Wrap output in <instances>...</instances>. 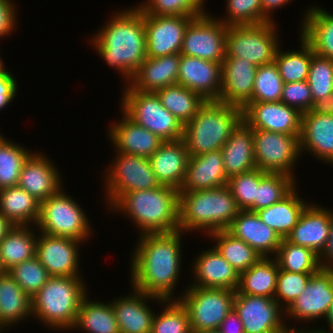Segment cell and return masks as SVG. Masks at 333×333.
<instances>
[{
  "mask_svg": "<svg viewBox=\"0 0 333 333\" xmlns=\"http://www.w3.org/2000/svg\"><path fill=\"white\" fill-rule=\"evenodd\" d=\"M243 120L253 129L301 135L302 113L278 102H249L243 108Z\"/></svg>",
  "mask_w": 333,
  "mask_h": 333,
  "instance_id": "18",
  "label": "cell"
},
{
  "mask_svg": "<svg viewBox=\"0 0 333 333\" xmlns=\"http://www.w3.org/2000/svg\"><path fill=\"white\" fill-rule=\"evenodd\" d=\"M162 303L164 299L134 290L128 296L111 301L120 333H150L154 311L147 300Z\"/></svg>",
  "mask_w": 333,
  "mask_h": 333,
  "instance_id": "24",
  "label": "cell"
},
{
  "mask_svg": "<svg viewBox=\"0 0 333 333\" xmlns=\"http://www.w3.org/2000/svg\"><path fill=\"white\" fill-rule=\"evenodd\" d=\"M305 12L300 35L316 55L333 59V14L317 6Z\"/></svg>",
  "mask_w": 333,
  "mask_h": 333,
  "instance_id": "32",
  "label": "cell"
},
{
  "mask_svg": "<svg viewBox=\"0 0 333 333\" xmlns=\"http://www.w3.org/2000/svg\"><path fill=\"white\" fill-rule=\"evenodd\" d=\"M0 212L13 225L36 226L40 202L18 185L11 186L0 190Z\"/></svg>",
  "mask_w": 333,
  "mask_h": 333,
  "instance_id": "34",
  "label": "cell"
},
{
  "mask_svg": "<svg viewBox=\"0 0 333 333\" xmlns=\"http://www.w3.org/2000/svg\"><path fill=\"white\" fill-rule=\"evenodd\" d=\"M51 161L41 152H32L25 161L19 176L18 186L40 203L63 189L60 173Z\"/></svg>",
  "mask_w": 333,
  "mask_h": 333,
  "instance_id": "22",
  "label": "cell"
},
{
  "mask_svg": "<svg viewBox=\"0 0 333 333\" xmlns=\"http://www.w3.org/2000/svg\"><path fill=\"white\" fill-rule=\"evenodd\" d=\"M299 51H281L278 47L274 62L284 83L307 80L311 58L315 54L310 44L300 35Z\"/></svg>",
  "mask_w": 333,
  "mask_h": 333,
  "instance_id": "41",
  "label": "cell"
},
{
  "mask_svg": "<svg viewBox=\"0 0 333 333\" xmlns=\"http://www.w3.org/2000/svg\"><path fill=\"white\" fill-rule=\"evenodd\" d=\"M162 304L164 310L155 313L150 333H191L189 314L180 300L167 299Z\"/></svg>",
  "mask_w": 333,
  "mask_h": 333,
  "instance_id": "44",
  "label": "cell"
},
{
  "mask_svg": "<svg viewBox=\"0 0 333 333\" xmlns=\"http://www.w3.org/2000/svg\"><path fill=\"white\" fill-rule=\"evenodd\" d=\"M184 292L178 299L189 314L191 331L217 330L233 309L236 295V291L226 288L197 286H188Z\"/></svg>",
  "mask_w": 333,
  "mask_h": 333,
  "instance_id": "10",
  "label": "cell"
},
{
  "mask_svg": "<svg viewBox=\"0 0 333 333\" xmlns=\"http://www.w3.org/2000/svg\"><path fill=\"white\" fill-rule=\"evenodd\" d=\"M205 0H147L138 7L147 15L161 16H201L204 11Z\"/></svg>",
  "mask_w": 333,
  "mask_h": 333,
  "instance_id": "50",
  "label": "cell"
},
{
  "mask_svg": "<svg viewBox=\"0 0 333 333\" xmlns=\"http://www.w3.org/2000/svg\"><path fill=\"white\" fill-rule=\"evenodd\" d=\"M256 72L257 66L246 59L225 57L218 102L243 109L251 101Z\"/></svg>",
  "mask_w": 333,
  "mask_h": 333,
  "instance_id": "19",
  "label": "cell"
},
{
  "mask_svg": "<svg viewBox=\"0 0 333 333\" xmlns=\"http://www.w3.org/2000/svg\"><path fill=\"white\" fill-rule=\"evenodd\" d=\"M307 82L313 104L333 92V59L314 54L311 58Z\"/></svg>",
  "mask_w": 333,
  "mask_h": 333,
  "instance_id": "51",
  "label": "cell"
},
{
  "mask_svg": "<svg viewBox=\"0 0 333 333\" xmlns=\"http://www.w3.org/2000/svg\"><path fill=\"white\" fill-rule=\"evenodd\" d=\"M85 211L75 199L60 190L40 203L36 230L50 236L69 237L87 241L91 233Z\"/></svg>",
  "mask_w": 333,
  "mask_h": 333,
  "instance_id": "8",
  "label": "cell"
},
{
  "mask_svg": "<svg viewBox=\"0 0 333 333\" xmlns=\"http://www.w3.org/2000/svg\"><path fill=\"white\" fill-rule=\"evenodd\" d=\"M300 152L308 151L314 157L333 165V115L302 113Z\"/></svg>",
  "mask_w": 333,
  "mask_h": 333,
  "instance_id": "27",
  "label": "cell"
},
{
  "mask_svg": "<svg viewBox=\"0 0 333 333\" xmlns=\"http://www.w3.org/2000/svg\"><path fill=\"white\" fill-rule=\"evenodd\" d=\"M0 74H12L5 69L2 57L0 58Z\"/></svg>",
  "mask_w": 333,
  "mask_h": 333,
  "instance_id": "63",
  "label": "cell"
},
{
  "mask_svg": "<svg viewBox=\"0 0 333 333\" xmlns=\"http://www.w3.org/2000/svg\"><path fill=\"white\" fill-rule=\"evenodd\" d=\"M279 265L276 259L260 258L240 273L236 295H256L274 298Z\"/></svg>",
  "mask_w": 333,
  "mask_h": 333,
  "instance_id": "35",
  "label": "cell"
},
{
  "mask_svg": "<svg viewBox=\"0 0 333 333\" xmlns=\"http://www.w3.org/2000/svg\"><path fill=\"white\" fill-rule=\"evenodd\" d=\"M182 233L177 230L139 236L130 263L133 288L164 300L175 299L173 291L182 264Z\"/></svg>",
  "mask_w": 333,
  "mask_h": 333,
  "instance_id": "1",
  "label": "cell"
},
{
  "mask_svg": "<svg viewBox=\"0 0 333 333\" xmlns=\"http://www.w3.org/2000/svg\"><path fill=\"white\" fill-rule=\"evenodd\" d=\"M275 25L274 21H269L257 25L228 26L226 57L243 58L257 67L273 63L280 47Z\"/></svg>",
  "mask_w": 333,
  "mask_h": 333,
  "instance_id": "9",
  "label": "cell"
},
{
  "mask_svg": "<svg viewBox=\"0 0 333 333\" xmlns=\"http://www.w3.org/2000/svg\"><path fill=\"white\" fill-rule=\"evenodd\" d=\"M233 308L242 321L244 333H281L286 325L281 320L285 310L274 298L235 295Z\"/></svg>",
  "mask_w": 333,
  "mask_h": 333,
  "instance_id": "16",
  "label": "cell"
},
{
  "mask_svg": "<svg viewBox=\"0 0 333 333\" xmlns=\"http://www.w3.org/2000/svg\"><path fill=\"white\" fill-rule=\"evenodd\" d=\"M179 191L161 185L125 193L111 208L126 213L137 224L140 234L179 230Z\"/></svg>",
  "mask_w": 333,
  "mask_h": 333,
  "instance_id": "3",
  "label": "cell"
},
{
  "mask_svg": "<svg viewBox=\"0 0 333 333\" xmlns=\"http://www.w3.org/2000/svg\"><path fill=\"white\" fill-rule=\"evenodd\" d=\"M7 271L5 270V268H4V266H3V264H2V261H1V257H0V275L1 274H4V273H6Z\"/></svg>",
  "mask_w": 333,
  "mask_h": 333,
  "instance_id": "65",
  "label": "cell"
},
{
  "mask_svg": "<svg viewBox=\"0 0 333 333\" xmlns=\"http://www.w3.org/2000/svg\"><path fill=\"white\" fill-rule=\"evenodd\" d=\"M124 91L120 105L131 120L163 141L183 139V124L161 104L155 92H141L129 85Z\"/></svg>",
  "mask_w": 333,
  "mask_h": 333,
  "instance_id": "7",
  "label": "cell"
},
{
  "mask_svg": "<svg viewBox=\"0 0 333 333\" xmlns=\"http://www.w3.org/2000/svg\"><path fill=\"white\" fill-rule=\"evenodd\" d=\"M32 316V300L8 273L0 275V326L11 327L14 323ZM11 325V326H10Z\"/></svg>",
  "mask_w": 333,
  "mask_h": 333,
  "instance_id": "36",
  "label": "cell"
},
{
  "mask_svg": "<svg viewBox=\"0 0 333 333\" xmlns=\"http://www.w3.org/2000/svg\"><path fill=\"white\" fill-rule=\"evenodd\" d=\"M40 233V236L37 234L35 256L50 276L80 277L78 248L83 242Z\"/></svg>",
  "mask_w": 333,
  "mask_h": 333,
  "instance_id": "17",
  "label": "cell"
},
{
  "mask_svg": "<svg viewBox=\"0 0 333 333\" xmlns=\"http://www.w3.org/2000/svg\"><path fill=\"white\" fill-rule=\"evenodd\" d=\"M281 333H323V332H322L321 328H320V330L317 328L315 330L312 329L311 331H307V330L305 331L304 328L302 330L296 329L295 327H292L290 329L289 327H287L285 325Z\"/></svg>",
  "mask_w": 333,
  "mask_h": 333,
  "instance_id": "62",
  "label": "cell"
},
{
  "mask_svg": "<svg viewBox=\"0 0 333 333\" xmlns=\"http://www.w3.org/2000/svg\"><path fill=\"white\" fill-rule=\"evenodd\" d=\"M221 152L228 178L256 169L253 128L242 120L222 146Z\"/></svg>",
  "mask_w": 333,
  "mask_h": 333,
  "instance_id": "31",
  "label": "cell"
},
{
  "mask_svg": "<svg viewBox=\"0 0 333 333\" xmlns=\"http://www.w3.org/2000/svg\"><path fill=\"white\" fill-rule=\"evenodd\" d=\"M280 101L301 113L310 111L313 107V98L307 80L284 83Z\"/></svg>",
  "mask_w": 333,
  "mask_h": 333,
  "instance_id": "53",
  "label": "cell"
},
{
  "mask_svg": "<svg viewBox=\"0 0 333 333\" xmlns=\"http://www.w3.org/2000/svg\"><path fill=\"white\" fill-rule=\"evenodd\" d=\"M227 14L221 20L227 26L257 25L270 20L262 13L260 0H226ZM227 19V20H226Z\"/></svg>",
  "mask_w": 333,
  "mask_h": 333,
  "instance_id": "49",
  "label": "cell"
},
{
  "mask_svg": "<svg viewBox=\"0 0 333 333\" xmlns=\"http://www.w3.org/2000/svg\"><path fill=\"white\" fill-rule=\"evenodd\" d=\"M284 82L275 62L257 67L250 102H278L282 97Z\"/></svg>",
  "mask_w": 333,
  "mask_h": 333,
  "instance_id": "46",
  "label": "cell"
},
{
  "mask_svg": "<svg viewBox=\"0 0 333 333\" xmlns=\"http://www.w3.org/2000/svg\"><path fill=\"white\" fill-rule=\"evenodd\" d=\"M227 231L235 238L243 240L261 257H274L280 246L281 237L261 221L256 212L240 210Z\"/></svg>",
  "mask_w": 333,
  "mask_h": 333,
  "instance_id": "25",
  "label": "cell"
},
{
  "mask_svg": "<svg viewBox=\"0 0 333 333\" xmlns=\"http://www.w3.org/2000/svg\"><path fill=\"white\" fill-rule=\"evenodd\" d=\"M296 188L298 187H295L279 202L256 211L261 221L272 228L281 239L291 233L302 211L308 205L304 199H300Z\"/></svg>",
  "mask_w": 333,
  "mask_h": 333,
  "instance_id": "33",
  "label": "cell"
},
{
  "mask_svg": "<svg viewBox=\"0 0 333 333\" xmlns=\"http://www.w3.org/2000/svg\"><path fill=\"white\" fill-rule=\"evenodd\" d=\"M87 297L81 302L73 328L87 333H120L111 302H91Z\"/></svg>",
  "mask_w": 333,
  "mask_h": 333,
  "instance_id": "39",
  "label": "cell"
},
{
  "mask_svg": "<svg viewBox=\"0 0 333 333\" xmlns=\"http://www.w3.org/2000/svg\"><path fill=\"white\" fill-rule=\"evenodd\" d=\"M111 168L105 173L106 200L110 209L125 193L161 186L149 158L117 152Z\"/></svg>",
  "mask_w": 333,
  "mask_h": 333,
  "instance_id": "11",
  "label": "cell"
},
{
  "mask_svg": "<svg viewBox=\"0 0 333 333\" xmlns=\"http://www.w3.org/2000/svg\"><path fill=\"white\" fill-rule=\"evenodd\" d=\"M35 236L32 227L14 225L0 241V257L6 271L35 256Z\"/></svg>",
  "mask_w": 333,
  "mask_h": 333,
  "instance_id": "37",
  "label": "cell"
},
{
  "mask_svg": "<svg viewBox=\"0 0 333 333\" xmlns=\"http://www.w3.org/2000/svg\"><path fill=\"white\" fill-rule=\"evenodd\" d=\"M13 224L0 212V241L13 228Z\"/></svg>",
  "mask_w": 333,
  "mask_h": 333,
  "instance_id": "60",
  "label": "cell"
},
{
  "mask_svg": "<svg viewBox=\"0 0 333 333\" xmlns=\"http://www.w3.org/2000/svg\"><path fill=\"white\" fill-rule=\"evenodd\" d=\"M17 84L13 74H0V109L9 105L15 98Z\"/></svg>",
  "mask_w": 333,
  "mask_h": 333,
  "instance_id": "55",
  "label": "cell"
},
{
  "mask_svg": "<svg viewBox=\"0 0 333 333\" xmlns=\"http://www.w3.org/2000/svg\"><path fill=\"white\" fill-rule=\"evenodd\" d=\"M123 119L108 129V137L115 152L149 158L164 142L156 134L136 124L123 111Z\"/></svg>",
  "mask_w": 333,
  "mask_h": 333,
  "instance_id": "23",
  "label": "cell"
},
{
  "mask_svg": "<svg viewBox=\"0 0 333 333\" xmlns=\"http://www.w3.org/2000/svg\"><path fill=\"white\" fill-rule=\"evenodd\" d=\"M311 111L317 114L333 115V92L316 100Z\"/></svg>",
  "mask_w": 333,
  "mask_h": 333,
  "instance_id": "58",
  "label": "cell"
},
{
  "mask_svg": "<svg viewBox=\"0 0 333 333\" xmlns=\"http://www.w3.org/2000/svg\"><path fill=\"white\" fill-rule=\"evenodd\" d=\"M31 154L4 137L0 140V190L18 185L23 165Z\"/></svg>",
  "mask_w": 333,
  "mask_h": 333,
  "instance_id": "43",
  "label": "cell"
},
{
  "mask_svg": "<svg viewBox=\"0 0 333 333\" xmlns=\"http://www.w3.org/2000/svg\"><path fill=\"white\" fill-rule=\"evenodd\" d=\"M222 63L180 54L177 84L199 93L206 101H218Z\"/></svg>",
  "mask_w": 333,
  "mask_h": 333,
  "instance_id": "20",
  "label": "cell"
},
{
  "mask_svg": "<svg viewBox=\"0 0 333 333\" xmlns=\"http://www.w3.org/2000/svg\"><path fill=\"white\" fill-rule=\"evenodd\" d=\"M324 320H326L327 326L329 324V326H328V327H330L329 330L331 329V332L333 333V300L330 304L328 313H327L326 317L324 318ZM321 330H322L323 333H329L330 332V331H325V329L324 330L321 329Z\"/></svg>",
  "mask_w": 333,
  "mask_h": 333,
  "instance_id": "61",
  "label": "cell"
},
{
  "mask_svg": "<svg viewBox=\"0 0 333 333\" xmlns=\"http://www.w3.org/2000/svg\"><path fill=\"white\" fill-rule=\"evenodd\" d=\"M299 138L300 135L253 129L257 168L266 173H280L296 178L292 171L302 154Z\"/></svg>",
  "mask_w": 333,
  "mask_h": 333,
  "instance_id": "12",
  "label": "cell"
},
{
  "mask_svg": "<svg viewBox=\"0 0 333 333\" xmlns=\"http://www.w3.org/2000/svg\"><path fill=\"white\" fill-rule=\"evenodd\" d=\"M295 184V177L280 173H267L257 186L255 212L282 200L296 187Z\"/></svg>",
  "mask_w": 333,
  "mask_h": 333,
  "instance_id": "45",
  "label": "cell"
},
{
  "mask_svg": "<svg viewBox=\"0 0 333 333\" xmlns=\"http://www.w3.org/2000/svg\"><path fill=\"white\" fill-rule=\"evenodd\" d=\"M221 150L190 156L184 181L178 191H197L226 186Z\"/></svg>",
  "mask_w": 333,
  "mask_h": 333,
  "instance_id": "29",
  "label": "cell"
},
{
  "mask_svg": "<svg viewBox=\"0 0 333 333\" xmlns=\"http://www.w3.org/2000/svg\"><path fill=\"white\" fill-rule=\"evenodd\" d=\"M190 155L183 139L164 141L149 157L151 167L161 185L180 189Z\"/></svg>",
  "mask_w": 333,
  "mask_h": 333,
  "instance_id": "28",
  "label": "cell"
},
{
  "mask_svg": "<svg viewBox=\"0 0 333 333\" xmlns=\"http://www.w3.org/2000/svg\"><path fill=\"white\" fill-rule=\"evenodd\" d=\"M228 26L208 13L195 17L187 26L180 54L222 63L226 57Z\"/></svg>",
  "mask_w": 333,
  "mask_h": 333,
  "instance_id": "13",
  "label": "cell"
},
{
  "mask_svg": "<svg viewBox=\"0 0 333 333\" xmlns=\"http://www.w3.org/2000/svg\"><path fill=\"white\" fill-rule=\"evenodd\" d=\"M243 120V109L218 101H207L184 125L183 140L188 154L197 156L221 150Z\"/></svg>",
  "mask_w": 333,
  "mask_h": 333,
  "instance_id": "6",
  "label": "cell"
},
{
  "mask_svg": "<svg viewBox=\"0 0 333 333\" xmlns=\"http://www.w3.org/2000/svg\"><path fill=\"white\" fill-rule=\"evenodd\" d=\"M86 288L80 277L51 276L31 298L32 317L53 330H73Z\"/></svg>",
  "mask_w": 333,
  "mask_h": 333,
  "instance_id": "5",
  "label": "cell"
},
{
  "mask_svg": "<svg viewBox=\"0 0 333 333\" xmlns=\"http://www.w3.org/2000/svg\"><path fill=\"white\" fill-rule=\"evenodd\" d=\"M312 274L314 273H294L279 269L274 300L286 310L305 289Z\"/></svg>",
  "mask_w": 333,
  "mask_h": 333,
  "instance_id": "52",
  "label": "cell"
},
{
  "mask_svg": "<svg viewBox=\"0 0 333 333\" xmlns=\"http://www.w3.org/2000/svg\"><path fill=\"white\" fill-rule=\"evenodd\" d=\"M208 236L217 241L214 247L239 274L262 258L251 246L235 238L227 230L216 231Z\"/></svg>",
  "mask_w": 333,
  "mask_h": 333,
  "instance_id": "40",
  "label": "cell"
},
{
  "mask_svg": "<svg viewBox=\"0 0 333 333\" xmlns=\"http://www.w3.org/2000/svg\"><path fill=\"white\" fill-rule=\"evenodd\" d=\"M267 173L256 168L246 173L236 174L228 178L227 186L235 198L240 210L255 212L257 186Z\"/></svg>",
  "mask_w": 333,
  "mask_h": 333,
  "instance_id": "47",
  "label": "cell"
},
{
  "mask_svg": "<svg viewBox=\"0 0 333 333\" xmlns=\"http://www.w3.org/2000/svg\"><path fill=\"white\" fill-rule=\"evenodd\" d=\"M195 17L197 16H161L144 13L147 57L180 53L185 30Z\"/></svg>",
  "mask_w": 333,
  "mask_h": 333,
  "instance_id": "15",
  "label": "cell"
},
{
  "mask_svg": "<svg viewBox=\"0 0 333 333\" xmlns=\"http://www.w3.org/2000/svg\"><path fill=\"white\" fill-rule=\"evenodd\" d=\"M275 259L279 269L294 273H316L322 268L318 254L286 238L281 239Z\"/></svg>",
  "mask_w": 333,
  "mask_h": 333,
  "instance_id": "42",
  "label": "cell"
},
{
  "mask_svg": "<svg viewBox=\"0 0 333 333\" xmlns=\"http://www.w3.org/2000/svg\"><path fill=\"white\" fill-rule=\"evenodd\" d=\"M291 2L290 0H260L261 7H262V13L270 20L271 19V13L277 8H281L282 6H285V4Z\"/></svg>",
  "mask_w": 333,
  "mask_h": 333,
  "instance_id": "59",
  "label": "cell"
},
{
  "mask_svg": "<svg viewBox=\"0 0 333 333\" xmlns=\"http://www.w3.org/2000/svg\"><path fill=\"white\" fill-rule=\"evenodd\" d=\"M191 333H220L218 330L191 331Z\"/></svg>",
  "mask_w": 333,
  "mask_h": 333,
  "instance_id": "64",
  "label": "cell"
},
{
  "mask_svg": "<svg viewBox=\"0 0 333 333\" xmlns=\"http://www.w3.org/2000/svg\"><path fill=\"white\" fill-rule=\"evenodd\" d=\"M12 1L0 0V38L8 36L17 25L15 22L18 20L16 19L17 11H15V4Z\"/></svg>",
  "mask_w": 333,
  "mask_h": 333,
  "instance_id": "54",
  "label": "cell"
},
{
  "mask_svg": "<svg viewBox=\"0 0 333 333\" xmlns=\"http://www.w3.org/2000/svg\"><path fill=\"white\" fill-rule=\"evenodd\" d=\"M179 230H227L240 209L229 187L197 191H179Z\"/></svg>",
  "mask_w": 333,
  "mask_h": 333,
  "instance_id": "4",
  "label": "cell"
},
{
  "mask_svg": "<svg viewBox=\"0 0 333 333\" xmlns=\"http://www.w3.org/2000/svg\"><path fill=\"white\" fill-rule=\"evenodd\" d=\"M332 300L333 269L321 268L311 275L305 289L284 311V314L287 318L298 319L301 322L325 318Z\"/></svg>",
  "mask_w": 333,
  "mask_h": 333,
  "instance_id": "14",
  "label": "cell"
},
{
  "mask_svg": "<svg viewBox=\"0 0 333 333\" xmlns=\"http://www.w3.org/2000/svg\"><path fill=\"white\" fill-rule=\"evenodd\" d=\"M4 328H5L4 326H0V333L3 332V329H4Z\"/></svg>",
  "mask_w": 333,
  "mask_h": 333,
  "instance_id": "66",
  "label": "cell"
},
{
  "mask_svg": "<svg viewBox=\"0 0 333 333\" xmlns=\"http://www.w3.org/2000/svg\"><path fill=\"white\" fill-rule=\"evenodd\" d=\"M7 272L31 298L51 277L36 256L13 266Z\"/></svg>",
  "mask_w": 333,
  "mask_h": 333,
  "instance_id": "48",
  "label": "cell"
},
{
  "mask_svg": "<svg viewBox=\"0 0 333 333\" xmlns=\"http://www.w3.org/2000/svg\"><path fill=\"white\" fill-rule=\"evenodd\" d=\"M135 7V8H134ZM117 12L92 36V43L102 60L130 81L146 55L144 12L134 6Z\"/></svg>",
  "mask_w": 333,
  "mask_h": 333,
  "instance_id": "2",
  "label": "cell"
},
{
  "mask_svg": "<svg viewBox=\"0 0 333 333\" xmlns=\"http://www.w3.org/2000/svg\"><path fill=\"white\" fill-rule=\"evenodd\" d=\"M329 210L308 203L286 239L320 255L331 231L332 211Z\"/></svg>",
  "mask_w": 333,
  "mask_h": 333,
  "instance_id": "21",
  "label": "cell"
},
{
  "mask_svg": "<svg viewBox=\"0 0 333 333\" xmlns=\"http://www.w3.org/2000/svg\"><path fill=\"white\" fill-rule=\"evenodd\" d=\"M217 330L220 333H244L242 321L234 308L223 319Z\"/></svg>",
  "mask_w": 333,
  "mask_h": 333,
  "instance_id": "56",
  "label": "cell"
},
{
  "mask_svg": "<svg viewBox=\"0 0 333 333\" xmlns=\"http://www.w3.org/2000/svg\"><path fill=\"white\" fill-rule=\"evenodd\" d=\"M161 104L172 113L182 124L186 125L197 111L207 102L199 93L174 84L163 87L155 92Z\"/></svg>",
  "mask_w": 333,
  "mask_h": 333,
  "instance_id": "38",
  "label": "cell"
},
{
  "mask_svg": "<svg viewBox=\"0 0 333 333\" xmlns=\"http://www.w3.org/2000/svg\"><path fill=\"white\" fill-rule=\"evenodd\" d=\"M319 261L322 268H332L333 269V212L331 221V231L329 238L326 242L324 249L319 255Z\"/></svg>",
  "mask_w": 333,
  "mask_h": 333,
  "instance_id": "57",
  "label": "cell"
},
{
  "mask_svg": "<svg viewBox=\"0 0 333 333\" xmlns=\"http://www.w3.org/2000/svg\"><path fill=\"white\" fill-rule=\"evenodd\" d=\"M194 262L192 271L195 278L189 286L237 290L240 274L215 247L202 251Z\"/></svg>",
  "mask_w": 333,
  "mask_h": 333,
  "instance_id": "26",
  "label": "cell"
},
{
  "mask_svg": "<svg viewBox=\"0 0 333 333\" xmlns=\"http://www.w3.org/2000/svg\"><path fill=\"white\" fill-rule=\"evenodd\" d=\"M180 66V53L162 57H147L139 66L128 84L141 92H156L177 84Z\"/></svg>",
  "mask_w": 333,
  "mask_h": 333,
  "instance_id": "30",
  "label": "cell"
}]
</instances>
